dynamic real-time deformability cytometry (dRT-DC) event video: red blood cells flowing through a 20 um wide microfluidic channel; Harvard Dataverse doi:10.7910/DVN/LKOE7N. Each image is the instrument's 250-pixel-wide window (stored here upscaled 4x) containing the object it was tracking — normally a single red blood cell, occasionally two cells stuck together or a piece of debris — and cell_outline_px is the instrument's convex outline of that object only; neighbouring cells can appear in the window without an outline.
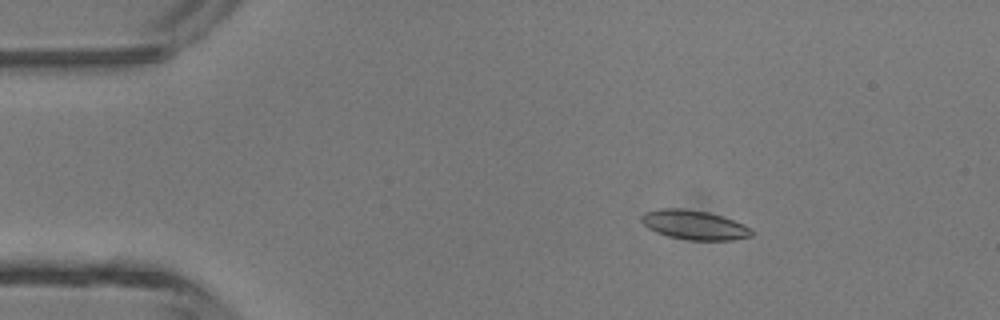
{"species": "common noctule bat (a hibernating species)", "species_latin": "Nyctalus noctula", "temperature_condition": "room temperature", "stored_images_in_passage": 4, "camera_frame_rate_fps": 3000, "um_per_image_px": 0.085, "animal": {"sex": "male", "body_mass_g": 13.3}, "frame": {"image": 1, "passage_image": 3, "time_ms": 0.667, "image_size_px": [1000, 320], "cell_outline_px": [[752, 236], [732, 240], [688, 240], [668, 236], [656, 232], [648, 228], [640, 220], [640, 216], [644, 212], [660, 208], [680, 208], [708, 212], [744, 224], [752, 228]], "centroid_in_image_um": [58.99, 19.12], "position_along_channel_um": 26.0, "area_um2": 18.84}}